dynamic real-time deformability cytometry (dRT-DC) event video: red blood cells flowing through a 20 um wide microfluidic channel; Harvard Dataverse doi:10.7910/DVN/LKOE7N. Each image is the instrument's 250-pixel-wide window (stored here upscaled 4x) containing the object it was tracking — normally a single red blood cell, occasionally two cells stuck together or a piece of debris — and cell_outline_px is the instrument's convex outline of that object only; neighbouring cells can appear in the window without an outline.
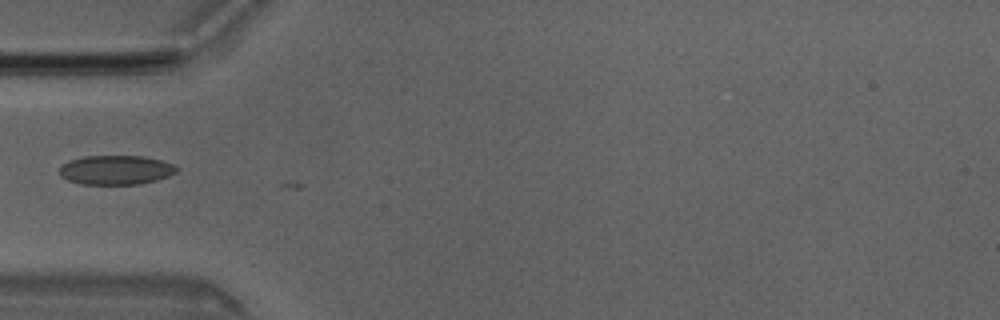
{"species": "Egyptian fruit bat (a non-hibernating species)", "species_latin": "Rousettus aegyptiacus", "temperature_condition": "room temperature", "stored_images_in_passage": 4, "camera_frame_rate_fps": 3000, "um_per_image_px": 0.085, "animal": {"sex": "male"}, "frame": {"image": 1, "passage_image": 4, "time_ms": 1.0, "image_size_px": [1000, 320], "cell_outline_px": [[180, 168], [176, 172], [168, 176], [156, 180], [140, 184], [80, 184], [68, 180], [60, 176], [60, 168], [68, 160], [84, 156], [144, 156], [160, 160], [172, 164]], "centroid_in_image_um": [9.85, 14.44], "position_along_channel_um": 75.2, "area_um2": 20.0}}